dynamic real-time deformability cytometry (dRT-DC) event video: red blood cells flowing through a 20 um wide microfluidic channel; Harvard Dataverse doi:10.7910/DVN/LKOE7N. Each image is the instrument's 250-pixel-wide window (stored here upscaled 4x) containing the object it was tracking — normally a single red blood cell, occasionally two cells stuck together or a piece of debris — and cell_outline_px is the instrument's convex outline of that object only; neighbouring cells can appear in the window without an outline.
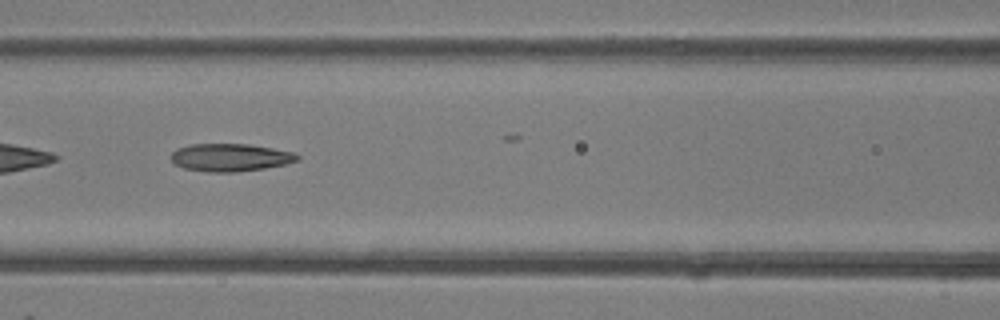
{"species": "common noctule bat (a hibernating species)", "species_latin": "Nyctalus noctula", "temperature_condition": "room temperature", "stored_images_in_passage": 30, "camera_frame_rate_fps": 3000, "um_per_image_px": 0.085, "animal": {"sex": "female"}, "frame": {"image": 1, "passage_image": 17, "time_ms": 5.333, "image_size_px": [1000, 320], "cell_outline_px": [[300, 160], [284, 164], [264, 168], [236, 172], [208, 172], [184, 168], [176, 164], [172, 160], [172, 152], [176, 148], [192, 144], [248, 144], [296, 152], [300, 156]], "centroid_in_image_um": [19.6, 13.38], "position_along_channel_um": 147.0, "area_um2": 20.4}}